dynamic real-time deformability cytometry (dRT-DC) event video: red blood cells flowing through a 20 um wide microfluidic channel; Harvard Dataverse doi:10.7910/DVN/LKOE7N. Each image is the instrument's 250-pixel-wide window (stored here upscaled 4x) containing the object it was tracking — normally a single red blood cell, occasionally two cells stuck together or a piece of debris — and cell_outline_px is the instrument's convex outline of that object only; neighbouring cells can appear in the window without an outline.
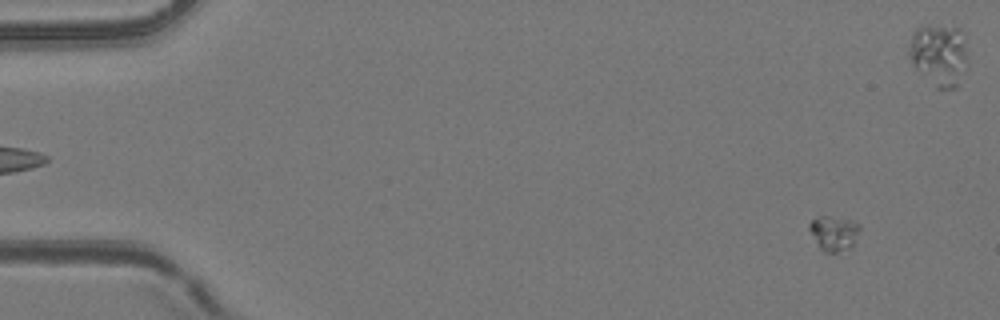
{"species": "common noctule bat (a hibernating species)", "species_latin": "Nyctalus noctula", "temperature_condition": "room temperature", "stored_images_in_passage": 57, "camera_frame_rate_fps": 3000, "um_per_image_px": 0.085, "animal": {"sex": "female", "body_mass_g": 24.6, "forearm_length_mm": 56.2}, "frame": {"image": 1, "passage_image": 5, "time_ms": 1.333, "image_size_px": [1000, 320], "cell_outline_px": [[860, 232], [852, 244], [848, 248], [836, 252], [824, 252], [820, 248], [808, 228], [808, 224], [816, 216], [828, 216], [852, 220], [860, 224]], "centroid_in_image_um": [70.87, 19.79], "position_along_channel_um": 14.1, "area_um2": 10.17}}
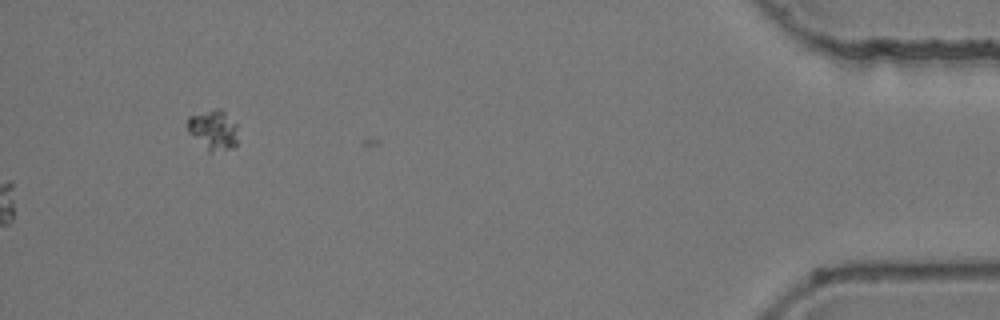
{"frame": {"image": 2, "passage_image": 57, "time_ms": 18.667, "image_size_px": [1000, 320], "cell_outline_px": [[236, 144], [232, 148], [212, 152], [208, 152], [188, 132], [188, 116], [212, 108], [220, 108], [236, 124]], "centroid_in_image_um": [18.1, 11.03], "position_along_channel_um": 417.1, "area_um2": 11.73}}